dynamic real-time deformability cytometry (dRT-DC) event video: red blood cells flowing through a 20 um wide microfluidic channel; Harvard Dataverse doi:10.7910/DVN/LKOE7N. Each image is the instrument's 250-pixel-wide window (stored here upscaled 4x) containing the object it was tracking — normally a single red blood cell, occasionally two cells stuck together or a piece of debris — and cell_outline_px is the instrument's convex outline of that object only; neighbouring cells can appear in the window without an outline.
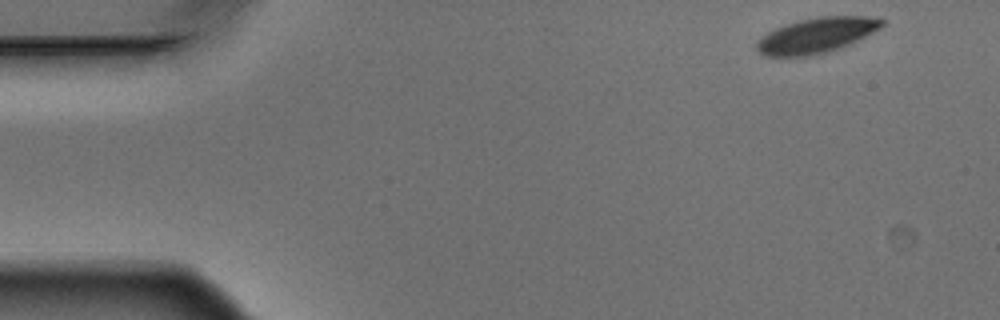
{"species": "Egyptian fruit bat (a non-hibernating species)", "species_latin": "Rousettus aegyptiacus", "temperature_condition": "warm", "stored_images_in_passage": 4, "camera_frame_rate_fps": 3000, "um_per_image_px": 0.085, "animal": {"sex": "male"}, "frame": {"image": 1, "passage_image": 1, "time_ms": 0.0, "image_size_px": [1000, 320], "cell_outline_px": [[884, 24], [880, 28], [848, 44], [824, 52], [808, 56], [764, 56], [756, 48], [756, 44], [760, 36], [776, 28], [800, 20], [816, 16], [868, 16], [884, 20]], "centroid_in_image_um": [69.36, 2.99], "position_along_channel_um": 15.6, "area_um2": 25.26}}
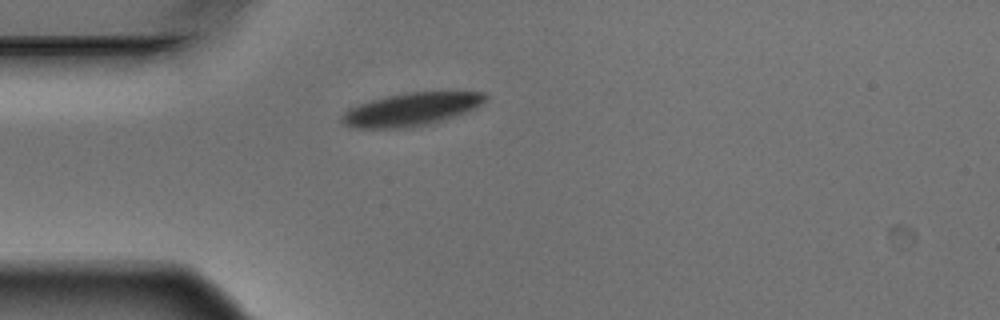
{"frame": {"image": 2, "passage_image": 4, "time_ms": 1.0, "image_size_px": [1000, 320], "cell_outline_px": [[488, 100], [476, 108], [428, 124], [396, 128], [356, 128], [344, 124], [340, 120], [340, 116], [348, 108], [384, 96], [404, 92], [484, 92], [488, 96]], "centroid_in_image_um": [34.93, 9.27], "position_along_channel_um": 50.1, "area_um2": 27.34}}